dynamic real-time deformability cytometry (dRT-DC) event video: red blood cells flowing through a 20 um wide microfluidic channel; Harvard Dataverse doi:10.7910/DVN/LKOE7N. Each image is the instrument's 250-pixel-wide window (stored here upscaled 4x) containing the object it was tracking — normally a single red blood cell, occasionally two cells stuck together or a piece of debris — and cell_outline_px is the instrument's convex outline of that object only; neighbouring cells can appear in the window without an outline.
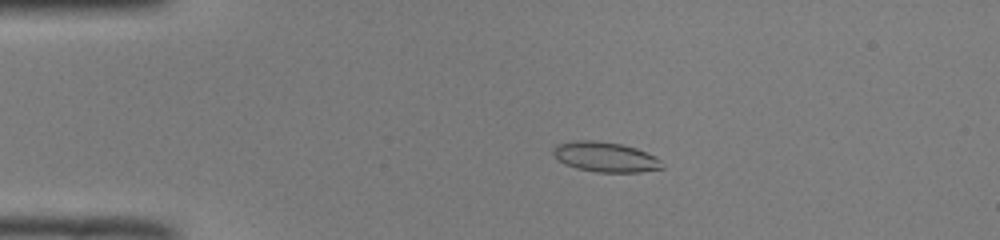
{"species": "common noctule bat (a hibernating species)", "species_latin": "Nyctalus noctula", "temperature_condition": "room temperature", "stored_images_in_passage": 50, "camera_frame_rate_fps": 3000, "um_per_image_px": 0.085, "animal": {"sex": "male", "body_mass_g": 19.0, "forearm_length_mm": 50.8}, "frame": {"image": 1, "passage_image": 10, "time_ms": 3.0, "image_size_px": [1000, 240], "cell_outline_px": [[664, 168], [640, 172], [596, 172], [576, 168], [564, 164], [552, 156], [552, 148], [556, 144], [576, 140], [596, 140], [620, 144], [636, 148], [656, 156], [664, 164]], "centroid_in_image_um": [51.42, 13.34], "position_along_channel_um": 33.6, "area_um2": 19.31}}
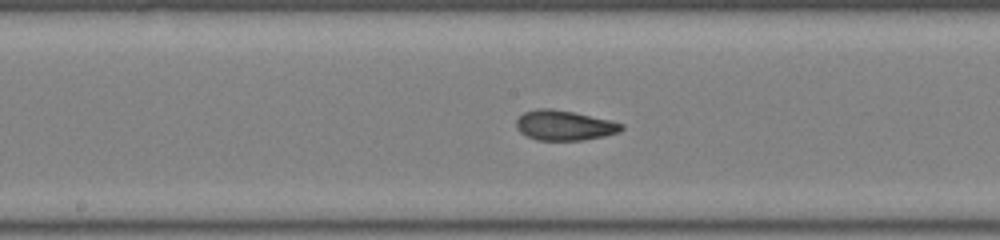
{"frame": {"image": 2, "passage_image": 26, "time_ms": 8.333, "image_size_px": [1000, 240], "cell_outline_px": [[624, 128], [620, 132], [604, 136], [584, 140], [536, 140], [520, 132], [516, 128], [516, 120], [524, 112], [536, 108], [552, 108], [572, 112], [608, 120], [624, 124]], "centroid_in_image_um": [47.95, 10.66], "position_along_channel_um": 200.3, "area_um2": 18.32}}
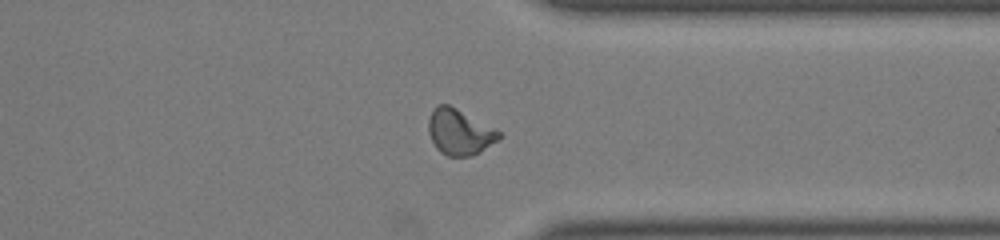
{"frame": {"image": 3, "passage_image": 39, "time_ms": 12.667, "image_size_px": [1000, 240], "cell_outline_px": [[500, 136], [496, 140], [480, 152], [472, 156], [448, 156], [440, 152], [436, 148], [428, 132], [428, 120], [436, 104], [448, 104], [496, 128], [500, 132]], "centroid_in_image_um": [39.04, 11.21], "position_along_channel_um": 372.4, "area_um2": 18.67}, "authors_computed_cell_mechanics": {"area_um2": 18.4093, "velocity_mm_per_s": 4.003, "shape_relaxation_time_tau1_ms": 8.5102, "shape_relaxation_time_tau2_ms": 1.4788, "deformation_change_tau1": 0.2692, "deformation_change_tau2": 0.0709}}